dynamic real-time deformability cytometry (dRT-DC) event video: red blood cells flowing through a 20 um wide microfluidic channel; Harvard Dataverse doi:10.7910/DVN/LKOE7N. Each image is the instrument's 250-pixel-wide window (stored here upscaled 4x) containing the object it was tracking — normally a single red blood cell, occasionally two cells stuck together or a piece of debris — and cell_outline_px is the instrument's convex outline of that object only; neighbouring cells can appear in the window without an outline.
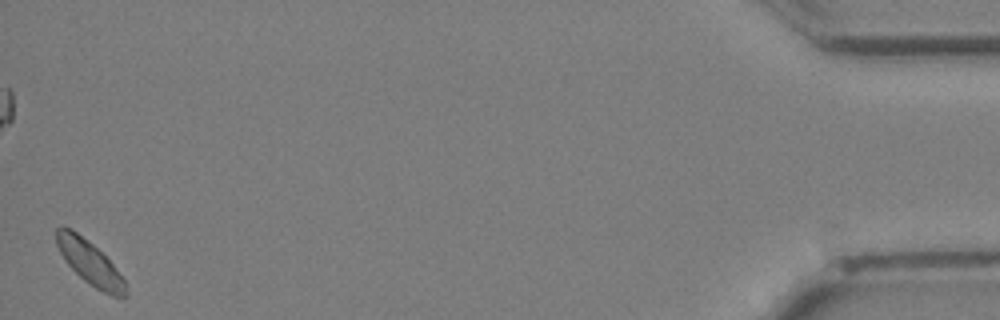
{"species": "Egyptian fruit bat (a non-hibernating species)", "species_latin": "Rousettus aegyptiacus", "temperature_condition": "cold", "stored_images_in_passage": 30, "camera_frame_rate_fps": 3000, "um_per_image_px": 0.085, "animal": {"sex": "female"}, "frame": {"image": 1, "passage_image": 30, "time_ms": 9.667, "image_size_px": [1000, 320], "cell_outline_px": [[128, 296], [112, 296], [96, 288], [84, 280], [64, 260], [56, 244], [56, 228], [72, 228], [92, 244], [112, 264], [124, 280]], "centroid_in_image_um": [7.61, 22.33], "position_along_channel_um": 427.6, "area_um2": 17.11}}